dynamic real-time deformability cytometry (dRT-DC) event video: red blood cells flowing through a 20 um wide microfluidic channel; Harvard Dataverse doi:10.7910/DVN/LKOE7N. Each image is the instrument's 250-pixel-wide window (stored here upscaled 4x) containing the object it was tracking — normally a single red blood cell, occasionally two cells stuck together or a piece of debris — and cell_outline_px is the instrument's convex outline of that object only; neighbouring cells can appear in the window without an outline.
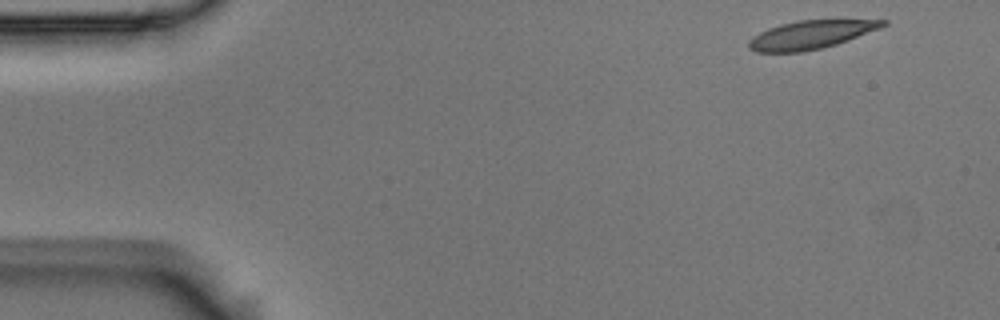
{"species": "Egyptian fruit bat (a non-hibernating species)", "species_latin": "Rousettus aegyptiacus", "temperature_condition": "room temperature", "stored_images_in_passage": 3, "camera_frame_rate_fps": 3000, "um_per_image_px": 0.085, "animal": {"sex": "male"}, "frame": {"image": 1, "passage_image": 1, "time_ms": 0.0, "image_size_px": [1000, 320], "cell_outline_px": [[888, 24], [880, 28], [848, 40], [836, 44], [820, 48], [800, 52], [756, 52], [748, 48], [748, 40], [752, 36], [768, 28], [780, 24], [800, 20], [840, 16], [888, 20]], "centroid_in_image_um": [69.03, 2.88], "position_along_channel_um": 16.0, "area_um2": 23.29}}
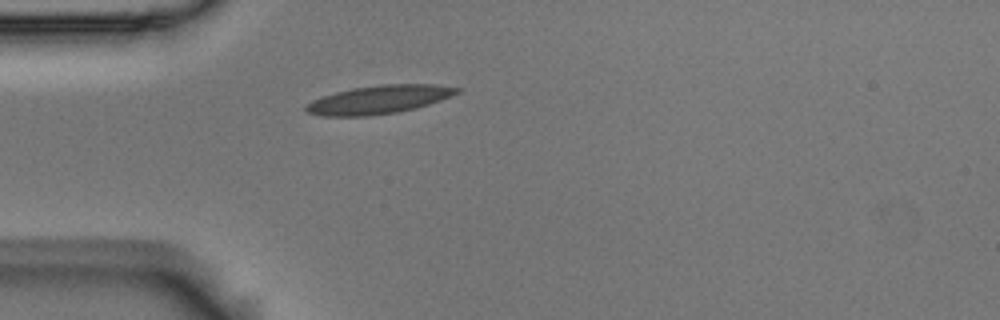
{"frame": {"image": 2, "passage_image": 3, "time_ms": 0.667, "image_size_px": [1000, 320], "cell_outline_px": [[460, 92], [440, 100], [416, 108], [396, 112], [368, 116], [324, 116], [308, 112], [304, 108], [304, 104], [320, 96], [352, 88], [380, 84], [432, 84], [460, 88]], "centroid_in_image_um": [32.16, 8.46], "position_along_channel_um": 52.8, "area_um2": 24.91}}